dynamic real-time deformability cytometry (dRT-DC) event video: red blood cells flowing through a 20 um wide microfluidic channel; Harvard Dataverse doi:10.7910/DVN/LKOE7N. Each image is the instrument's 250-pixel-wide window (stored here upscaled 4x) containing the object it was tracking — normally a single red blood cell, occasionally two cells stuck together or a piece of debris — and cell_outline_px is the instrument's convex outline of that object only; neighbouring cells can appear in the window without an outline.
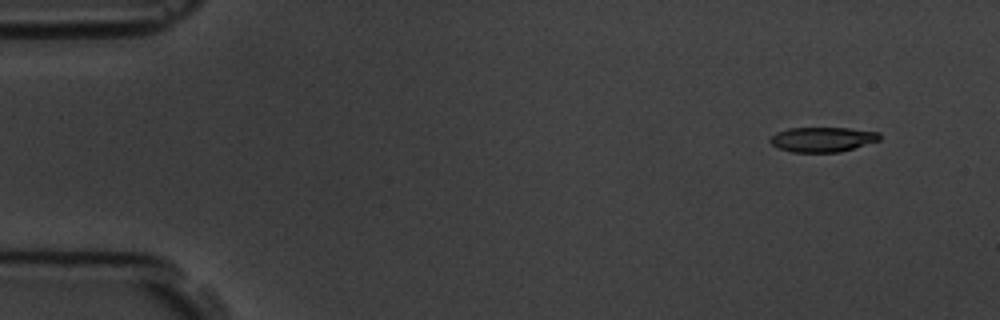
{"species": "common noctule bat (a hibernating species)", "species_latin": "Nyctalus noctula", "temperature_condition": "room temperature", "stored_images_in_passage": 5, "camera_frame_rate_fps": 3000, "um_per_image_px": 0.085, "animal": {"sex": "male", "body_mass_g": 19.5, "forearm_length_mm": 54.6}, "frame": {"image": 1, "passage_image": 2, "time_ms": 1.333, "image_size_px": [1000, 320], "cell_outline_px": [[880, 140], [840, 152], [792, 152], [776, 148], [768, 140], [776, 132], [788, 128], [848, 128], [880, 132]], "centroid_in_image_um": [69.89, 11.85], "position_along_channel_um": 15.1, "area_um2": 15.9}}
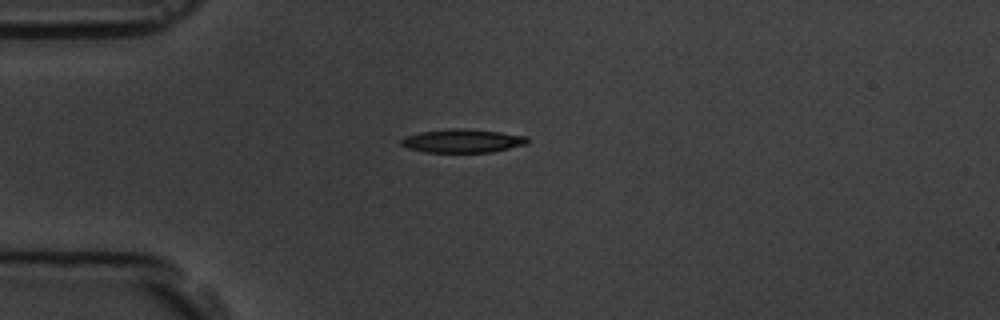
{"frame": {"image": 2, "passage_image": 5, "time_ms": 4.667, "image_size_px": [1000, 320], "cell_outline_px": [[528, 144], [492, 152], [424, 152], [408, 148], [400, 144], [400, 140], [404, 136], [420, 132], [452, 128], [460, 128], [500, 132], [528, 136]], "centroid_in_image_um": [39.31, 11.97], "position_along_channel_um": 45.7, "area_um2": 17.34}}